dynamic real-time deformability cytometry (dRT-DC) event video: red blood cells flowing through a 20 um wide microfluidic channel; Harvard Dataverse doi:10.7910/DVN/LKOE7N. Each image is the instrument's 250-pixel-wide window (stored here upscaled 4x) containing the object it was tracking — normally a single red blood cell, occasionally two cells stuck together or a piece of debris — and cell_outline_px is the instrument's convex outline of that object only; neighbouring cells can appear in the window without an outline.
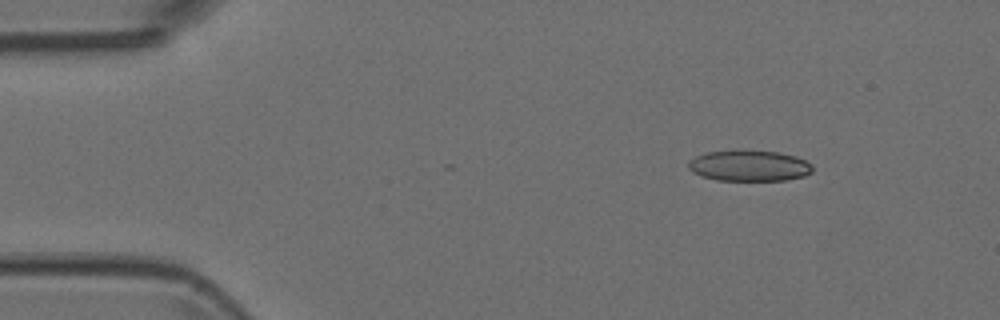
{"species": "Egyptian fruit bat (a non-hibernating species)", "species_latin": "Rousettus aegyptiacus", "temperature_condition": "room temperature", "stored_images_in_passage": 6, "camera_frame_rate_fps": 3000, "um_per_image_px": 0.085, "animal": {"sex": "female"}, "frame": {"image": 1, "passage_image": 2, "time_ms": 0.333, "image_size_px": [1000, 320], "cell_outline_px": [[812, 172], [804, 176], [784, 180], [716, 180], [700, 176], [692, 172], [688, 168], [688, 164], [696, 156], [708, 152], [736, 148], [744, 148], [780, 152], [796, 156], [812, 164]], "centroid_in_image_um": [63.67, 14.05], "position_along_channel_um": 21.3, "area_um2": 22.95}}
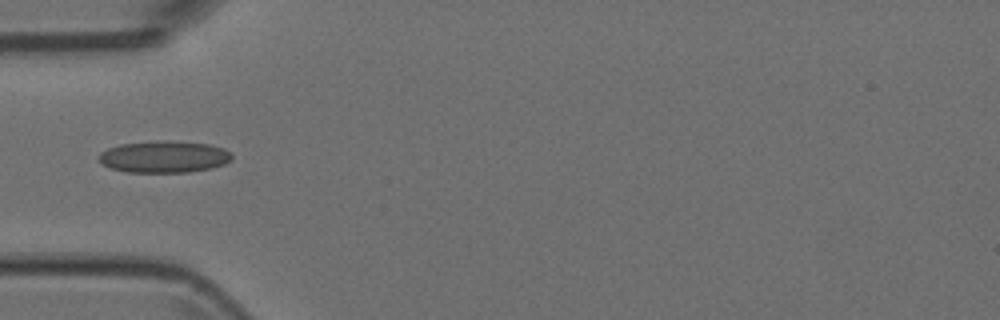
{"frame": {"image": 2, "passage_image": 5, "time_ms": 1.333, "image_size_px": [1000, 320], "cell_outline_px": [[232, 160], [224, 164], [212, 168], [188, 172], [128, 172], [108, 168], [100, 160], [100, 152], [108, 148], [120, 144], [208, 144], [224, 148], [232, 152]], "centroid_in_image_um": [13.98, 13.39], "position_along_channel_um": 71.0, "area_um2": 23.41}}
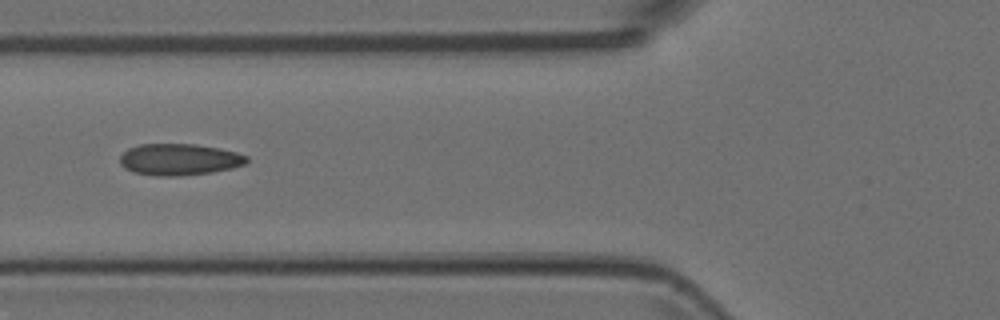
{"frame": {"image": 3, "passage_image": 6, "time_ms": 1.667, "image_size_px": [1000, 320], "cell_outline_px": [[248, 160], [244, 164], [232, 168], [212, 172], [180, 176], [156, 176], [132, 172], [124, 168], [120, 164], [120, 156], [128, 148], [140, 144], [196, 144], [220, 148], [236, 152], [248, 156]], "centroid_in_image_um": [15.22, 13.56], "position_along_channel_um": 110.6, "area_um2": 23.47}}